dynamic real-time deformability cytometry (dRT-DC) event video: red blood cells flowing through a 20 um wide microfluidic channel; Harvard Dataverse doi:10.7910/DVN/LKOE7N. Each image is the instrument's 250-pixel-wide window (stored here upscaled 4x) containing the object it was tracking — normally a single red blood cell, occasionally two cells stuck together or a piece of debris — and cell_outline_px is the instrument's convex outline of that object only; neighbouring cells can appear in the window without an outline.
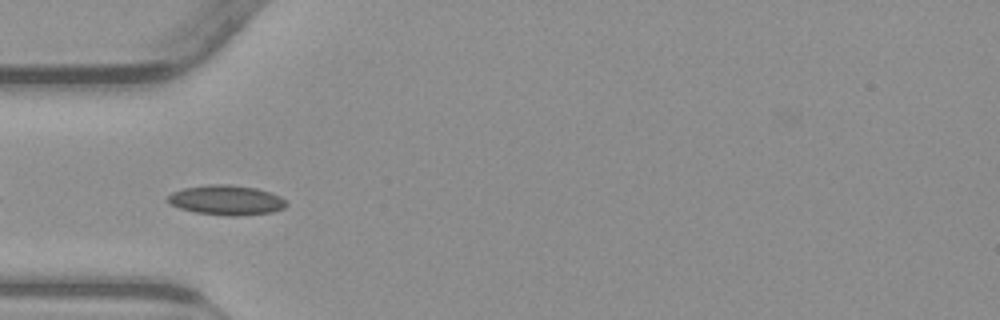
{"species": "common noctule bat (a hibernating species)", "species_latin": "Nyctalus noctula", "temperature_condition": "warm", "stored_images_in_passage": 16, "camera_frame_rate_fps": 3000, "um_per_image_px": 0.085, "animal": {"sex": "male", "body_mass_g": 23.1, "forearm_length_mm": 52.7}, "frame": {"image": 1, "passage_image": 3, "time_ms": 0.667, "image_size_px": [1000, 320], "cell_outline_px": [[288, 204], [284, 208], [272, 212], [236, 216], [228, 216], [196, 212], [180, 208], [168, 204], [164, 200], [172, 192], [184, 188], [208, 184], [228, 184], [256, 188], [280, 196]], "centroid_in_image_um": [19.2, 17.01], "position_along_channel_um": 65.8, "area_um2": 20.63}}